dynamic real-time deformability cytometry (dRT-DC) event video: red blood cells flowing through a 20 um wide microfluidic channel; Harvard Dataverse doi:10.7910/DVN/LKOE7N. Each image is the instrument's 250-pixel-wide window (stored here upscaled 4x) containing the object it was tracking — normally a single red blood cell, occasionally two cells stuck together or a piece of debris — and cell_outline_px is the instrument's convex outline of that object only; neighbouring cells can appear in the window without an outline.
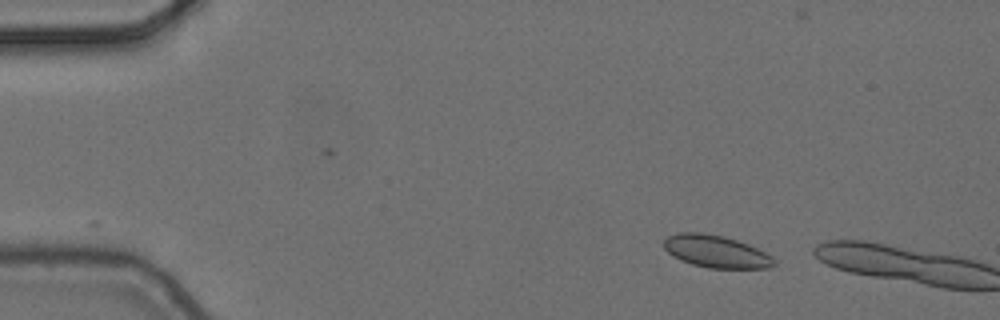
{"species": "common noctule bat (a hibernating species)", "species_latin": "Nyctalus noctula", "temperature_condition": "cold", "stored_images_in_passage": 3, "camera_frame_rate_fps": 3000, "um_per_image_px": 0.085, "animal": {"sex": "female", "body_mass_g": 24.6, "forearm_length_mm": 56.2}, "frame": {"image": 1, "passage_image": 2, "time_ms": 0.333, "image_size_px": [1000, 320], "cell_outline_px": [[776, 264], [772, 268], [708, 268], [692, 264], [680, 260], [668, 252], [664, 248], [664, 240], [668, 236], [680, 232], [700, 232], [724, 236], [748, 244], [772, 256], [776, 260]], "centroid_in_image_um": [60.88, 21.38], "position_along_channel_um": 24.1, "area_um2": 20.81}}